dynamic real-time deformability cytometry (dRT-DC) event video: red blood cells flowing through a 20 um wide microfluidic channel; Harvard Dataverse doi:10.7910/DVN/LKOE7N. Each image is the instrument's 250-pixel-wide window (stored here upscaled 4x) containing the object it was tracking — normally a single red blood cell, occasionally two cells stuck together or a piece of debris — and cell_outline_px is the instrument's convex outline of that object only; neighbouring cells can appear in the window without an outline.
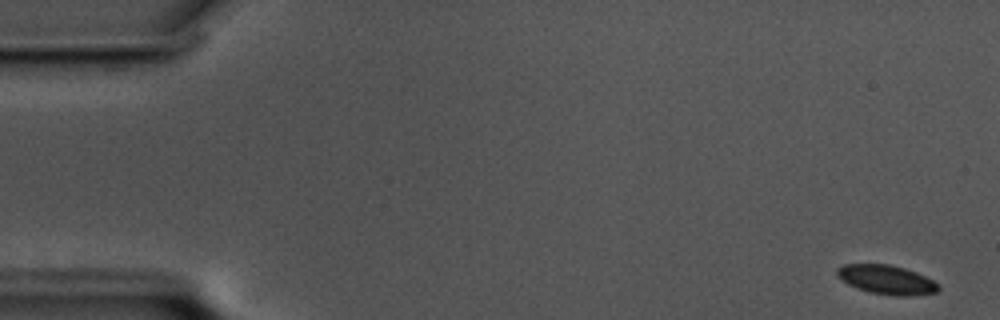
{"species": "common noctule bat (a hibernating species)", "species_latin": "Nyctalus noctula", "temperature_condition": "cold", "stored_images_in_passage": 58, "camera_frame_rate_fps": 3000, "um_per_image_px": 0.085, "animal": {"sex": "male", "body_mass_g": 17.5, "forearm_length_mm": 52.3}, "frame": {"image": 1, "passage_image": 1, "time_ms": 0.0, "image_size_px": [1000, 320], "cell_outline_px": [[940, 288], [936, 292], [908, 296], [900, 296], [868, 292], [856, 288], [840, 280], [836, 272], [836, 268], [844, 264], [888, 264], [904, 268], [916, 272], [940, 284]], "centroid_in_image_um": [75.33, 23.77], "position_along_channel_um": 9.7, "area_um2": 17.22}}
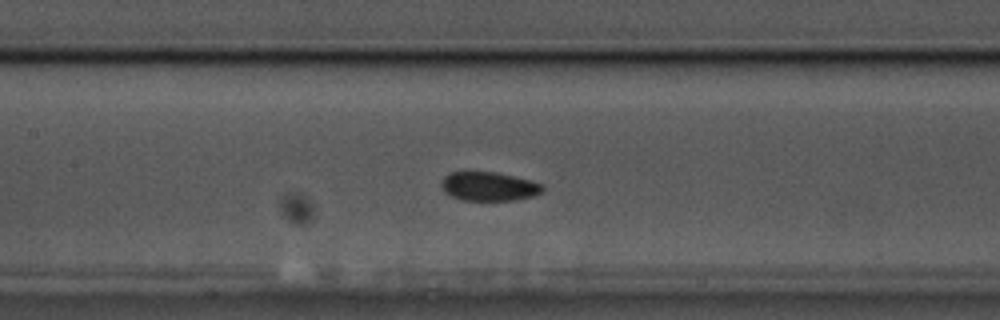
{"frame": {"image": 2, "passage_image": 26, "time_ms": 8.333, "image_size_px": [1000, 320], "cell_outline_px": [[544, 192], [532, 196], [512, 200], [464, 200], [452, 196], [444, 192], [440, 188], [440, 180], [448, 172], [496, 172], [532, 180], [544, 184]], "centroid_in_image_um": [41.55, 15.83], "position_along_channel_um": 165.9, "area_um2": 17.28}}
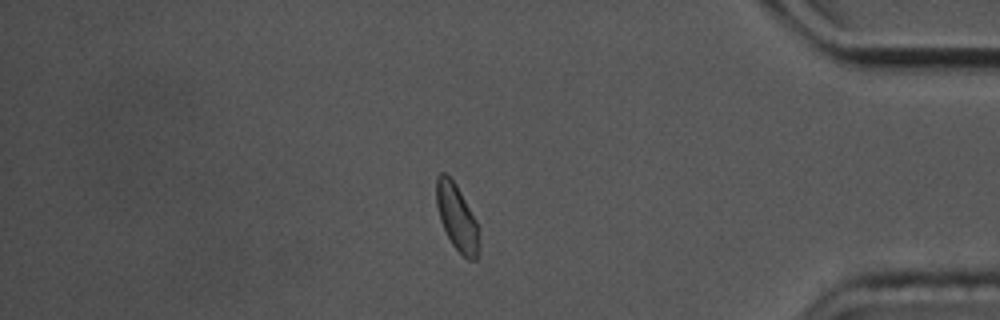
{"frame": {"image": 3, "passage_image": 49, "time_ms": 16.0, "image_size_px": [1000, 320], "cell_outline_px": [[480, 248], [476, 260], [468, 260], [452, 244], [440, 220], [436, 204], [436, 176], [440, 172], [444, 172], [456, 184], [476, 220], [480, 244]], "centroid_in_image_um": [38.84, 18.48], "position_along_channel_um": 396.4, "area_um2": 16.42}, "authors_computed_cell_mechanics": {"area_um2": 17.2244, "velocity_mm_per_s": 3.4329, "shape_relaxation_time_tau1_ms": 3.63, "shape_relaxation_time_tau2_ms": null, "deformation_change_tau1": 0.0433, "deformation_change_tau2": null}}